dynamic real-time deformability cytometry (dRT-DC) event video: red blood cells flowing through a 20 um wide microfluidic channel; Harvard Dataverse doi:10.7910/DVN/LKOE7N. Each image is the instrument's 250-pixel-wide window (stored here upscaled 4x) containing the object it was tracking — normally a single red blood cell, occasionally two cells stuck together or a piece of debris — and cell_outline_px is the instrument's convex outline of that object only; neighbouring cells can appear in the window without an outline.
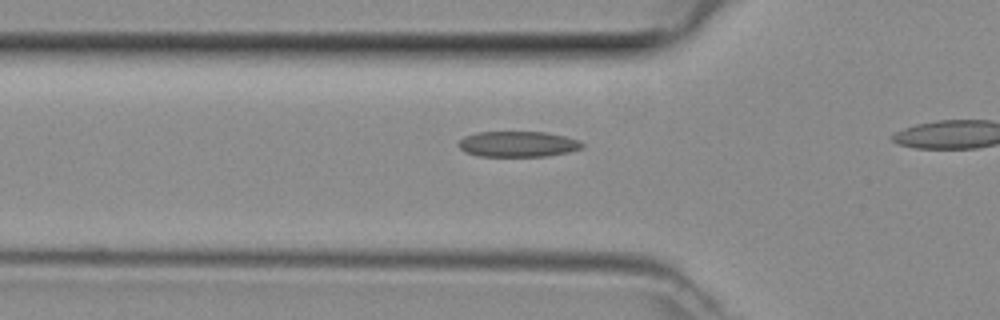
{"species": "common noctule bat (a hibernating species)", "species_latin": "Nyctalus noctula", "temperature_condition": "room temperature", "stored_images_in_passage": 9, "camera_frame_rate_fps": 3000, "um_per_image_px": 0.085, "animal": {"sex": "female", "body_mass_g": 29.2, "forearm_length_mm": 56.3}, "frame": {"image": 1, "passage_image": 7, "time_ms": 2.0, "image_size_px": [1000, 320], "cell_outline_px": [[584, 144], [580, 148], [568, 152], [548, 156], [476, 156], [460, 148], [456, 144], [464, 136], [476, 132], [544, 132], [564, 136], [580, 140]], "centroid_in_image_um": [44.0, 12.24], "position_along_channel_um": 81.8, "area_um2": 18.44}}